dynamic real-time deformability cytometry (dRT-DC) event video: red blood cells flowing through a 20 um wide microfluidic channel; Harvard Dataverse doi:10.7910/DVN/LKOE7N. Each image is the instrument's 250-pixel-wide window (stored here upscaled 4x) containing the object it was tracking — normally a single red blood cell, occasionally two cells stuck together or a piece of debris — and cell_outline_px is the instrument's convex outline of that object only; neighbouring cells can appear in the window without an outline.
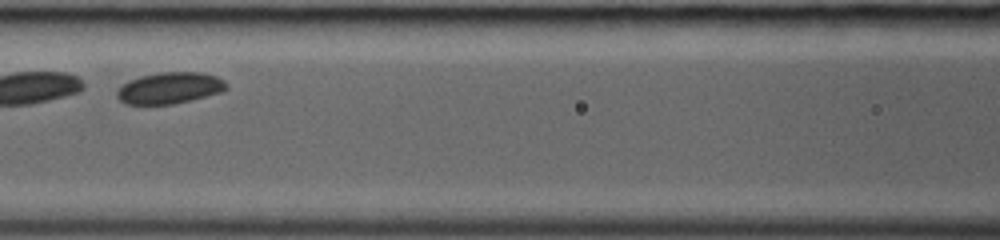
{"species": "common noctule bat (a hibernating species)", "species_latin": "Nyctalus noctula", "temperature_condition": "room temperature", "stored_images_in_passage": 24, "camera_frame_rate_fps": 3000, "um_per_image_px": 0.085, "animal": {"sex": "female", "body_mass_g": 19.0, "forearm_length_mm": 53.3}, "frame": {"image": 1, "passage_image": 8, "time_ms": 2.333, "image_size_px": [1000, 240], "cell_outline_px": [[228, 88], [220, 92], [172, 104], [124, 104], [116, 96], [116, 92], [128, 80], [140, 76], [160, 72], [200, 72], [216, 76], [224, 80], [228, 84]], "centroid_in_image_um": [14.41, 7.47], "position_along_channel_um": 152.2, "area_um2": 19.88}}